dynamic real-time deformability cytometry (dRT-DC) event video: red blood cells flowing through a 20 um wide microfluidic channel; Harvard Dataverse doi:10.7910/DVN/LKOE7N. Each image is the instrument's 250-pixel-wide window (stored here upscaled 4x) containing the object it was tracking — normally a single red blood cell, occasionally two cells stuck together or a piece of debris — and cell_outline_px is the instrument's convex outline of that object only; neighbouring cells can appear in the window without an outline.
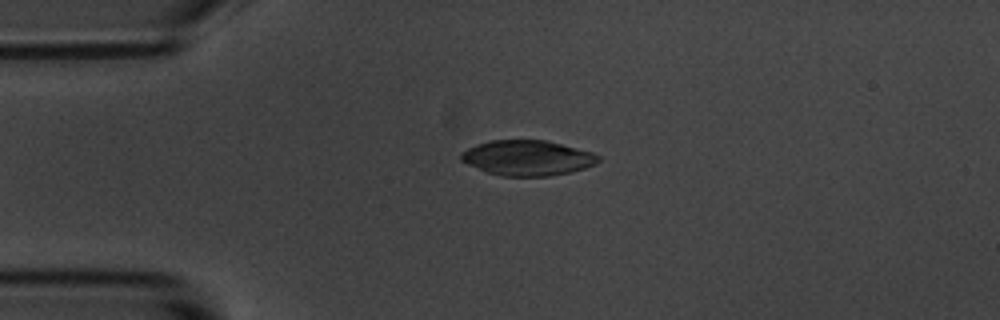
{"species": "common noctule bat (a hibernating species)", "species_latin": "Nyctalus noctula", "temperature_condition": "room temperature", "stored_images_in_passage": 5, "camera_frame_rate_fps": 3000, "um_per_image_px": 0.085, "animal": {"sex": "male", "body_mass_g": 20.1, "forearm_length_mm": 53.5}, "frame": {"image": 1, "passage_image": 3, "time_ms": 3.333, "image_size_px": [1000, 320], "cell_outline_px": [[600, 160], [596, 164], [572, 172], [552, 176], [504, 176], [488, 172], [468, 164], [460, 160], [460, 152], [476, 144], [488, 140], [544, 140], [592, 152], [600, 156]], "centroid_in_image_um": [44.83, 13.42], "position_along_channel_um": 40.2, "area_um2": 28.15}}